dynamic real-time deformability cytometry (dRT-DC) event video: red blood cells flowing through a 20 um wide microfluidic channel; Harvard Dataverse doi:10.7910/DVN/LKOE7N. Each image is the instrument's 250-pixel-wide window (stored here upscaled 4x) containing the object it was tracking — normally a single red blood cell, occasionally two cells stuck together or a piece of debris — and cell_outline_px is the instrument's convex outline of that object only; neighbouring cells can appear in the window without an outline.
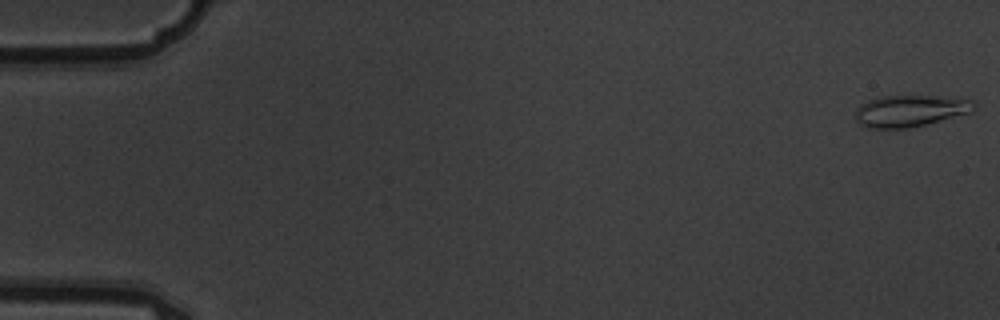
{"species": "common noctule bat (a hibernating species)", "species_latin": "Nyctalus noctula", "temperature_condition": "warm", "stored_images_in_passage": 8, "camera_frame_rate_fps": 3000, "um_per_image_px": 0.085, "animal": {"sex": "male", "body_mass_g": 19.5, "forearm_length_mm": 54.6}, "frame": {"image": 1, "passage_image": 1, "time_ms": 0.0, "image_size_px": [1000, 320], "cell_outline_px": [[976, 108], [972, 112], [908, 128], [868, 128], [860, 124], [856, 120], [856, 108], [860, 104], [868, 100], [880, 96], [936, 96], [976, 100]], "centroid_in_image_um": [77.37, 9.41], "position_along_channel_um": 7.6, "area_um2": 21.85}}
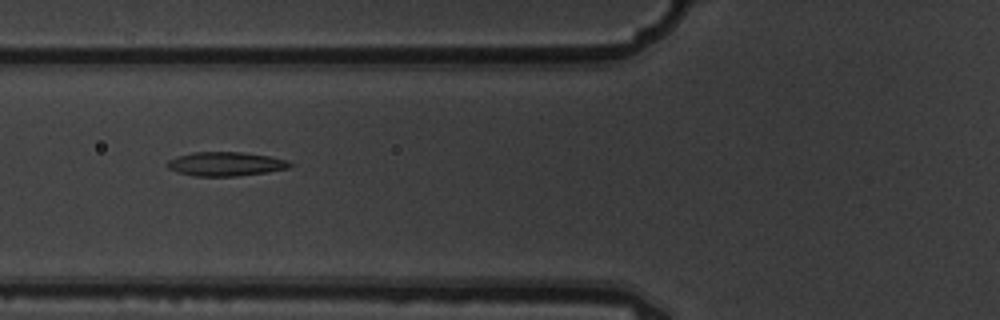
{"frame": {"image": 2, "passage_image": 6, "time_ms": 1.667, "image_size_px": [1000, 320], "cell_outline_px": [[292, 164], [288, 168], [264, 172], [236, 176], [196, 176], [176, 172], [168, 168], [164, 164], [168, 160], [192, 152], [240, 152], [268, 156], [288, 160]], "centroid_in_image_um": [19.13, 13.93], "position_along_channel_um": 106.7, "area_um2": 16.99}}
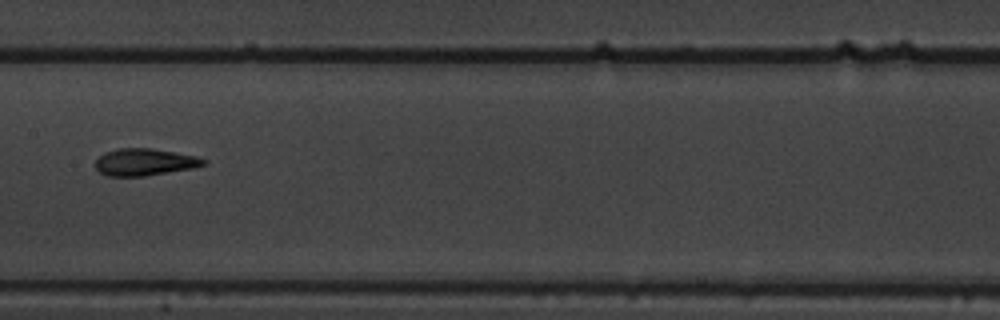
{"frame": {"image": 3, "passage_image": 8, "time_ms": 2.333, "image_size_px": [1000, 320], "cell_outline_px": [[208, 164], [192, 168], [144, 176], [104, 176], [96, 168], [96, 160], [104, 152], [116, 148], [152, 148], [196, 156], [208, 160]], "centroid_in_image_um": [12.29, 13.77], "position_along_channel_um": 195.1, "area_um2": 17.11}}